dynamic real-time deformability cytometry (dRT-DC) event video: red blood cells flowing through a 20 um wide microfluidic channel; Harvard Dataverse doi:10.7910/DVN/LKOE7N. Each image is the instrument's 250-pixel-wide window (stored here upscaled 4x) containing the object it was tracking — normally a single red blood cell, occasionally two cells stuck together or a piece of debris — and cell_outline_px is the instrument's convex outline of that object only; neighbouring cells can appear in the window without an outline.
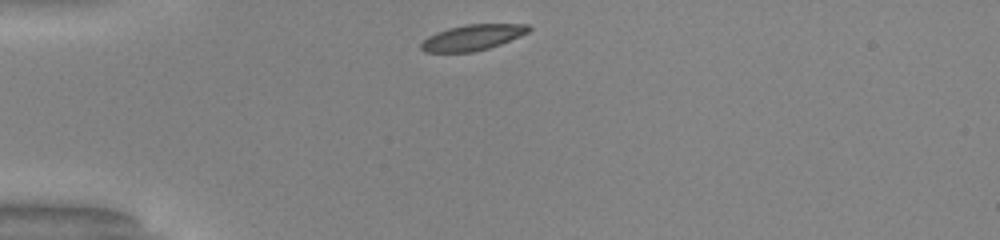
{"species": "common noctule bat (a hibernating species)", "species_latin": "Nyctalus noctula", "temperature_condition": "warm", "stored_images_in_passage": 30, "camera_frame_rate_fps": 3000, "um_per_image_px": 0.085, "animal": {"sex": "male", "body_mass_g": 20.0, "forearm_length_mm": 53.3}, "frame": {"image": 1, "passage_image": 1, "time_ms": 0.0, "image_size_px": [1000, 240], "cell_outline_px": [[532, 28], [528, 32], [500, 44], [488, 48], [472, 52], [424, 52], [420, 48], [420, 44], [428, 36], [436, 32], [448, 28], [468, 24], [528, 24]], "centroid_in_image_um": [40.14, 3.18], "position_along_channel_um": 44.9, "area_um2": 16.01}}
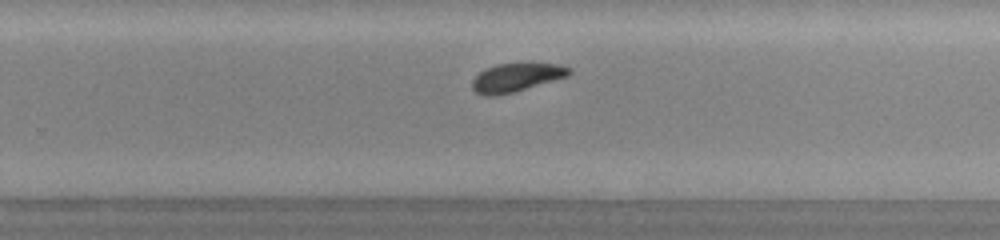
{"frame": {"image": 2, "passage_image": 21, "time_ms": 6.667, "image_size_px": [1000, 240], "cell_outline_px": [[572, 72], [568, 76], [512, 92], [496, 96], [484, 96], [476, 92], [472, 88], [472, 80], [480, 72], [496, 64], [560, 64], [572, 68]], "centroid_in_image_um": [43.88, 6.59], "position_along_channel_um": 285.9, "area_um2": 15.78}}
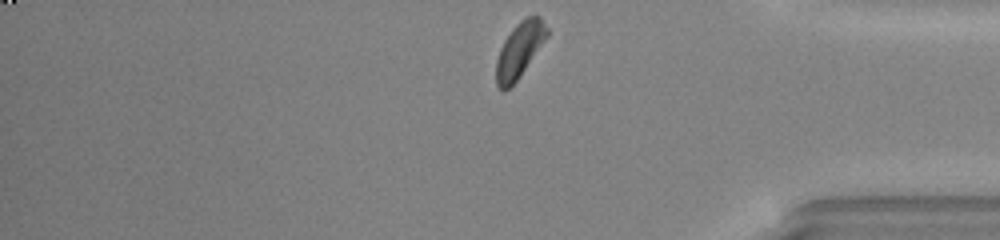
{"frame": {"image": 3, "passage_image": 30, "time_ms": 9.667, "image_size_px": [1000, 240], "cell_outline_px": [[548, 36], [516, 80], [504, 92], [496, 84], [496, 60], [500, 48], [504, 40], [512, 28], [520, 20], [536, 12], [540, 16], [548, 28]], "centroid_in_image_um": [44.16, 4.18], "position_along_channel_um": 391.0, "area_um2": 16.24}, "authors_computed_cell_mechanics": {"area_um2": 16.7042, "velocity_mm_per_s": 4.0571, "shape_relaxation_time_tau1_ms": 3.272, "shape_relaxation_time_tau2_ms": 4.2067, "deformation_change_tau1": 0.1205, "deformation_change_tau2": 0.0813}}